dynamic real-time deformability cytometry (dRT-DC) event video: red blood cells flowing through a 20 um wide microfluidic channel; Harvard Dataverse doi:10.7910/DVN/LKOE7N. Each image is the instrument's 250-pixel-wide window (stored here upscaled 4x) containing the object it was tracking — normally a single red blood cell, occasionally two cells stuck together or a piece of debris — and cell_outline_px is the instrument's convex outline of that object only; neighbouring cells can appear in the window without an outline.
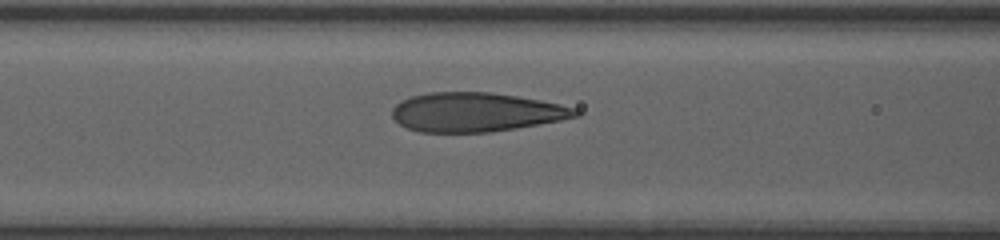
{"species": "human", "species_latin": "Homo sapiens", "temperature_condition": "room temperature", "stored_images_in_passage": 26, "camera_frame_rate_fps": 3000, "um_per_image_px": 0.085, "donor": {"sex": "female"}, "frame": {"image": 1, "passage_image": 15, "time_ms": 4.667, "image_size_px": [1000, 240], "cell_outline_px": [[580, 116], [560, 120], [516, 128], [492, 132], [420, 132], [408, 128], [400, 124], [392, 116], [392, 108], [400, 100], [412, 96], [428, 92], [488, 92], [516, 96], [540, 100], [560, 104], [576, 108], [580, 112]], "centroid_in_image_um": [40.45, 9.53], "position_along_channel_um": 126.2, "area_um2": 41.73}}
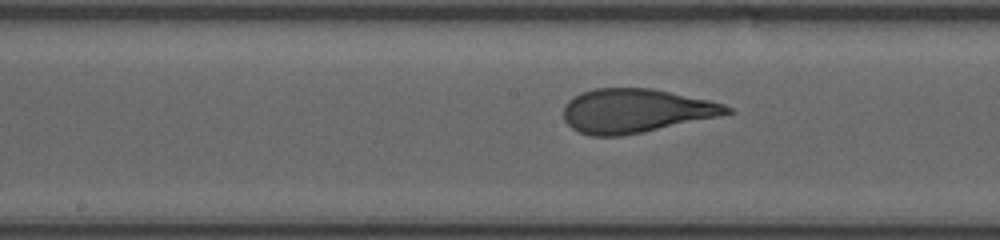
{"frame": {"image": 2, "passage_image": 20, "time_ms": 6.333, "image_size_px": [1000, 240], "cell_outline_px": [[736, 112], [720, 116], [644, 132], [620, 136], [592, 136], [580, 132], [572, 128], [564, 120], [564, 104], [568, 100], [580, 92], [596, 88], [652, 88], [708, 100], [724, 104], [732, 108]], "centroid_in_image_um": [54.03, 9.42], "position_along_channel_um": 194.2, "area_um2": 41.91}}
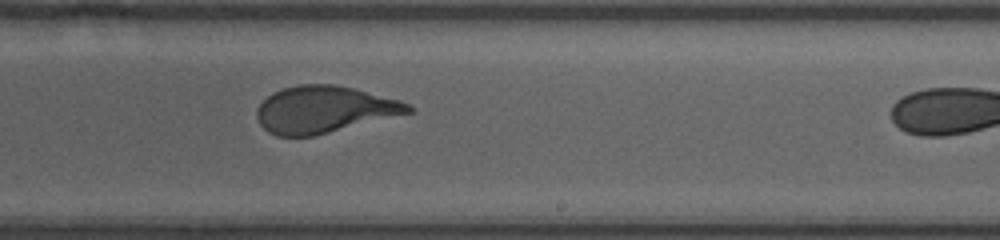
{"frame": {"image": 3, "passage_image": 25, "time_ms": 8.0, "image_size_px": [1000, 240], "cell_outline_px": [[416, 112], [312, 136], [276, 136], [268, 132], [260, 124], [256, 116], [256, 108], [272, 92], [296, 84], [336, 84], [400, 100], [416, 108]], "centroid_in_image_um": [27.57, 9.3], "position_along_channel_um": 261.4, "area_um2": 41.5}}